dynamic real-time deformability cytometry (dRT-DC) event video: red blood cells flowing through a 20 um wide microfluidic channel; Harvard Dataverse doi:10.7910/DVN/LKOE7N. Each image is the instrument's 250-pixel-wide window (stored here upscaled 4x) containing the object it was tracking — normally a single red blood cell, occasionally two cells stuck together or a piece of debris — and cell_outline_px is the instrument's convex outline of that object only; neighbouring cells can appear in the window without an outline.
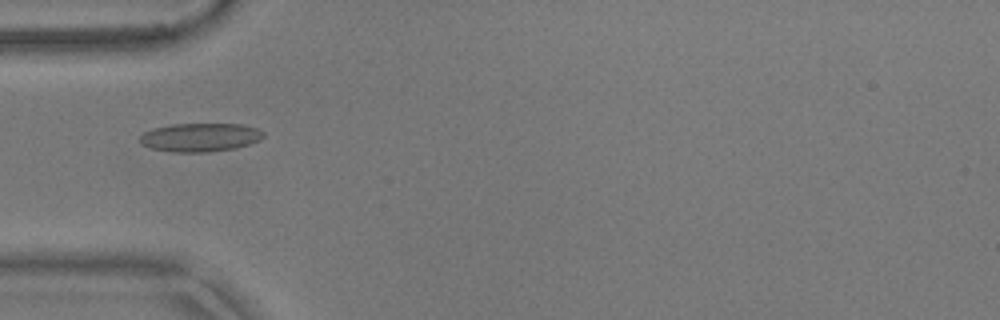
{"species": "common noctule bat (a hibernating species)", "species_latin": "Nyctalus noctula", "temperature_condition": "warm", "stored_images_in_passage": 40, "camera_frame_rate_fps": 3000, "um_per_image_px": 0.085, "animal": {"sex": "male", "body_mass_g": 17.9}, "frame": {"image": 1, "passage_image": 3, "time_ms": 0.667, "image_size_px": [1000, 320], "cell_outline_px": [[264, 136], [260, 140], [236, 148], [208, 152], [172, 152], [152, 148], [140, 144], [140, 136], [144, 132], [152, 128], [172, 124], [240, 124], [256, 128], [264, 132]], "centroid_in_image_um": [17.0, 11.67], "position_along_channel_um": 68.0, "area_um2": 20.58}}
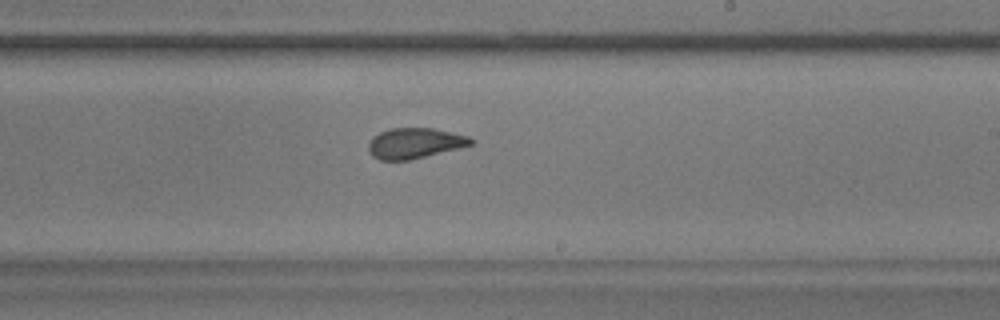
{"frame": {"image": 2, "passage_image": 18, "time_ms": 5.667, "image_size_px": [1000, 320], "cell_outline_px": [[476, 140], [472, 144], [408, 160], [380, 160], [372, 156], [368, 148], [368, 144], [372, 136], [380, 132], [392, 128], [432, 128], [468, 136]], "centroid_in_image_um": [35.21, 12.16], "position_along_channel_um": 253.8, "area_um2": 17.92}}
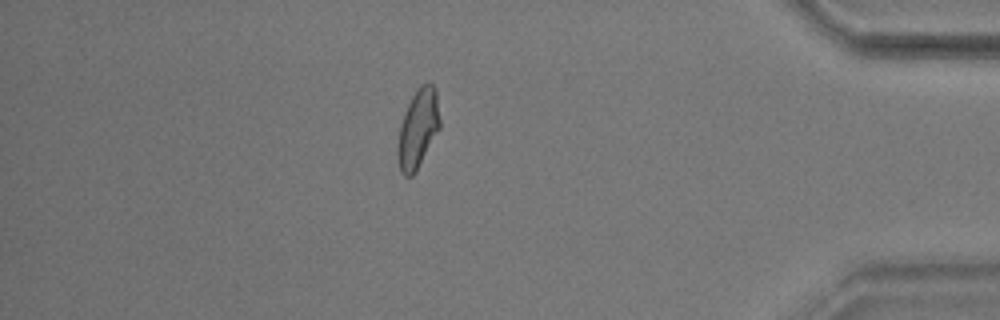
{"frame": {"image": 3, "passage_image": 33, "time_ms": 10.667, "image_size_px": [1000, 320], "cell_outline_px": [[440, 128], [416, 172], [412, 176], [404, 176], [400, 172], [396, 156], [396, 144], [400, 124], [404, 112], [412, 96], [420, 84], [428, 80], [436, 88], [440, 120]], "centroid_in_image_um": [35.51, 10.94], "position_along_channel_um": 399.7, "area_um2": 19.88}, "authors_computed_cell_mechanics": {"area_um2": 18.6983, "velocity_mm_per_s": 3.6968, "shape_relaxation_time_tau1_ms": 8.4395, "shape_relaxation_time_tau2_ms": 1.0385, "deformation_change_tau1": 0.2198, "deformation_change_tau2": 0.079}}